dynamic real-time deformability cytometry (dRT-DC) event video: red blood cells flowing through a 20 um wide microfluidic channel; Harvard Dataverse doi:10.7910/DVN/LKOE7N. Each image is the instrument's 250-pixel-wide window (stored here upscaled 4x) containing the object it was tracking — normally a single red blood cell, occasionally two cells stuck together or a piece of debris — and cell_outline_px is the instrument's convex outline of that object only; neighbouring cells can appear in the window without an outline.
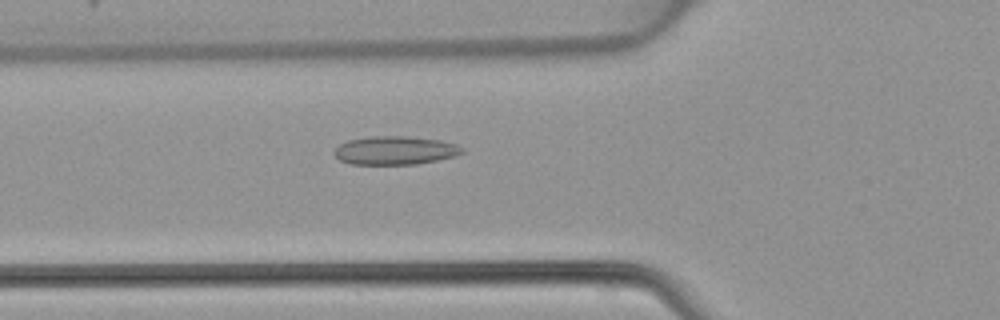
{"species": "common noctule bat (a hibernating species)", "species_latin": "Nyctalus noctula", "temperature_condition": "warm", "stored_images_in_passage": 41, "camera_frame_rate_fps": 3000, "um_per_image_px": 0.085, "animal": {"sex": "female", "body_mass_g": 22.7, "forearm_length_mm": 54.2}, "frame": {"image": 1, "passage_image": 11, "time_ms": 3.333, "image_size_px": [1000, 320], "cell_outline_px": [[464, 152], [456, 156], [416, 164], [352, 164], [340, 160], [332, 152], [340, 144], [348, 140], [372, 136], [408, 136], [440, 140], [456, 144], [464, 148]], "centroid_in_image_um": [33.6, 12.78], "position_along_channel_um": 92.2, "area_um2": 21.21}}
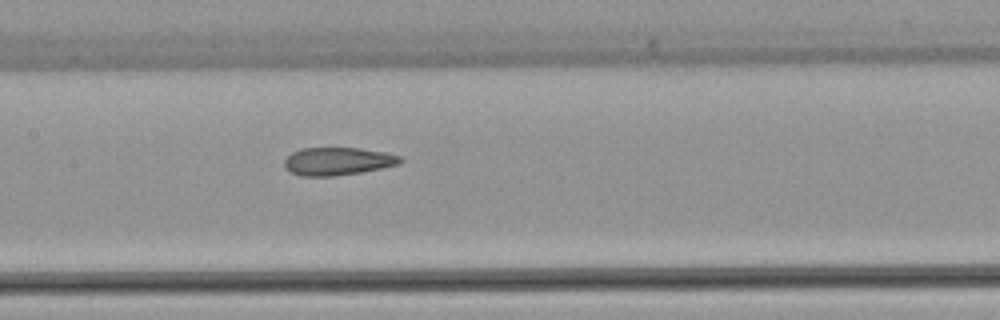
{"frame": {"image": 2, "passage_image": 17, "time_ms": 5.333, "image_size_px": [1000, 320], "cell_outline_px": [[404, 160], [400, 164], [360, 172], [332, 176], [300, 176], [288, 172], [284, 168], [284, 160], [292, 152], [300, 148], [360, 148], [384, 152], [400, 156]], "centroid_in_image_um": [28.66, 13.71], "position_along_channel_um": 178.7, "area_um2": 18.9}}
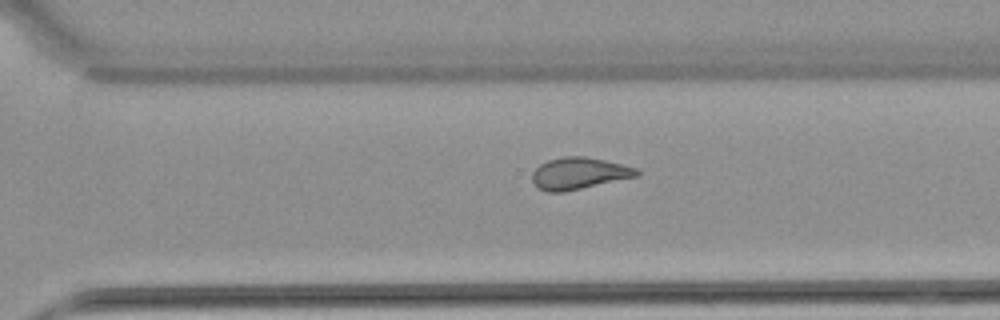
{"frame": {"image": 3, "passage_image": 27, "time_ms": 8.667, "image_size_px": [1000, 320], "cell_outline_px": [[640, 172], [636, 176], [564, 192], [548, 192], [536, 188], [532, 180], [532, 172], [540, 164], [548, 160], [564, 156], [584, 156], [624, 164], [636, 168]], "centroid_in_image_um": [49.17, 14.73], "position_along_channel_um": 321.4, "area_um2": 19.31}}